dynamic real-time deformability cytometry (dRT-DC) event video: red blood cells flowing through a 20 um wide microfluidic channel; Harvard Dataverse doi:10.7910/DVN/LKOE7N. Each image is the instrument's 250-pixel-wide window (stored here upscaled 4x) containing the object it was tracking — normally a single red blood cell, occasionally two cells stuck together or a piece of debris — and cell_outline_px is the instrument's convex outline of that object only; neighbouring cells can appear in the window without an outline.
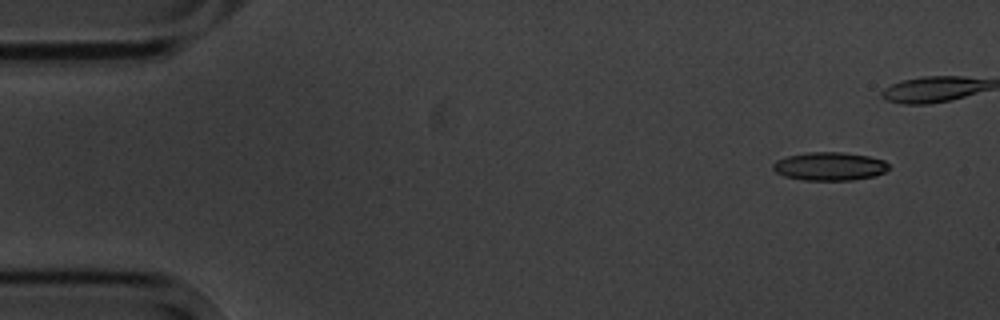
{"species": "common noctule bat (a hibernating species)", "species_latin": "Nyctalus noctula", "temperature_condition": "cold", "stored_images_in_passage": 6, "camera_frame_rate_fps": 3000, "um_per_image_px": 0.085, "animal": {"sex": "male", "body_mass_g": 20.1, "forearm_length_mm": 53.5}, "frame": {"image": 1, "passage_image": 1, "time_ms": 0.0, "image_size_px": [1000, 320], "cell_outline_px": [[888, 168], [884, 172], [876, 176], [852, 180], [804, 180], [784, 176], [776, 172], [772, 168], [772, 164], [776, 160], [788, 156], [808, 152], [844, 152], [868, 156], [884, 160], [888, 164]], "centroid_in_image_um": [70.51, 14.14], "position_along_channel_um": 14.5, "area_um2": 19.13}}
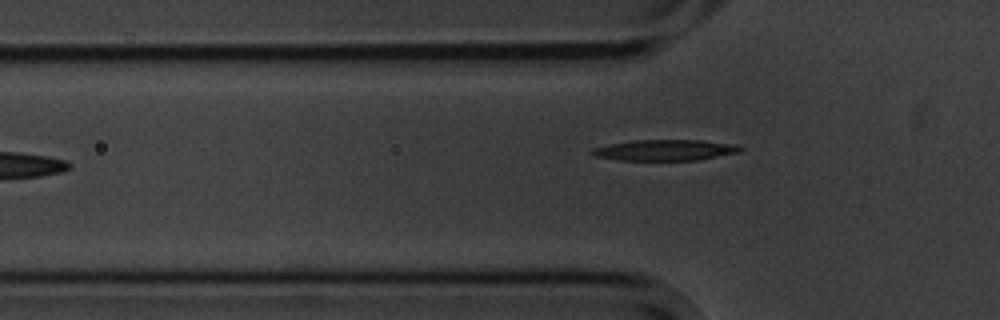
{"frame": {"image": 2, "passage_image": 6, "time_ms": 6.0, "image_size_px": [1000, 320], "cell_outline_px": [[744, 148], [740, 152], [696, 160], [620, 160], [596, 156], [588, 152], [592, 148], [608, 144], [632, 140], [700, 140], [736, 144]], "centroid_in_image_um": [56.51, 12.75], "position_along_channel_um": 69.3, "area_um2": 18.09}}